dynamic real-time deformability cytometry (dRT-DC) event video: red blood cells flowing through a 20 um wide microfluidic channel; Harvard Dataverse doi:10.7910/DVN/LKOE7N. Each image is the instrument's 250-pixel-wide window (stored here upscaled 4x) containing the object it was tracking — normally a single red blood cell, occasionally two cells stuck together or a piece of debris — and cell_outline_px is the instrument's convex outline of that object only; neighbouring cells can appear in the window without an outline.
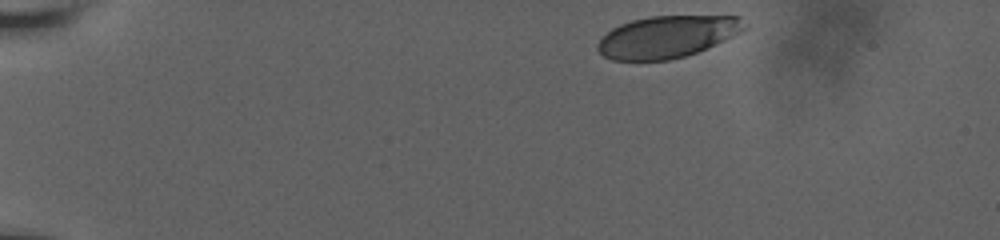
{"species": "human", "species_latin": "Homo sapiens", "temperature_condition": "room temperature", "stored_images_in_passage": 40, "camera_frame_rate_fps": 3000, "um_per_image_px": 0.085, "donor": {"sex": "male"}, "frame": {"image": 1, "passage_image": 1, "time_ms": 0.0, "image_size_px": [1000, 240], "cell_outline_px": [[748, 28], [724, 40], [696, 52], [684, 56], [668, 60], [612, 60], [604, 56], [596, 48], [596, 44], [612, 28], [620, 24], [632, 20], [652, 16], [740, 16], [748, 24]], "centroid_in_image_um": [56.72, 3.11], "position_along_channel_um": 28.3, "area_um2": 35.72}}
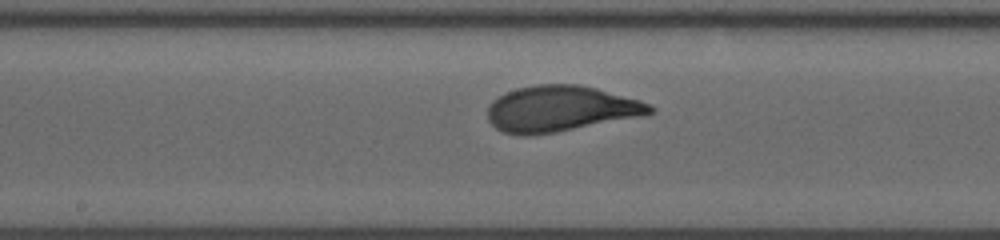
{"frame": {"image": 2, "passage_image": 23, "time_ms": 7.333, "image_size_px": [1000, 240], "cell_outline_px": [[656, 108], [652, 112], [644, 116], [556, 132], [532, 136], [520, 136], [504, 132], [496, 128], [488, 120], [488, 108], [492, 100], [504, 92], [516, 88], [536, 84], [576, 84], [596, 88], [640, 100], [652, 104]], "centroid_in_image_um": [47.64, 9.25], "position_along_channel_um": 200.6, "area_um2": 43.75}}
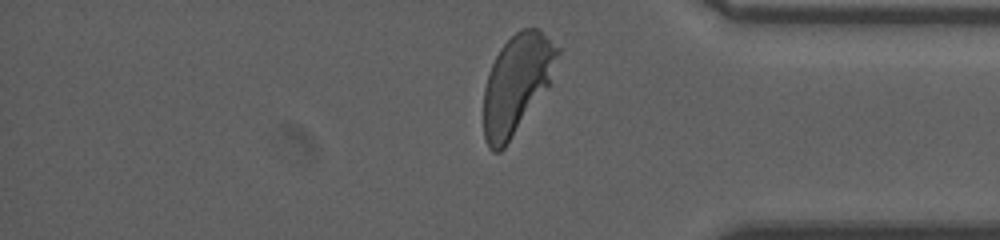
{"frame": {"image": 3, "passage_image": 39, "time_ms": 12.667, "image_size_px": [1000, 240], "cell_outline_px": [[560, 52], [548, 84], [504, 148], [500, 152], [492, 152], [488, 148], [484, 140], [484, 88], [488, 72], [500, 48], [516, 32], [524, 28], [540, 28], [560, 48]], "centroid_in_image_um": [43.89, 7.1], "position_along_channel_um": 391.3, "area_um2": 41.79}, "authors_computed_cell_mechanics": {"area_um2": 41.9628, "velocity_mm_per_s": 3.7851, "shape_relaxation_time_tau1_ms": 2.9768, "shape_relaxation_time_tau2_ms": null, "deformation_change_tau1": 0.1514, "deformation_change_tau2": null}}